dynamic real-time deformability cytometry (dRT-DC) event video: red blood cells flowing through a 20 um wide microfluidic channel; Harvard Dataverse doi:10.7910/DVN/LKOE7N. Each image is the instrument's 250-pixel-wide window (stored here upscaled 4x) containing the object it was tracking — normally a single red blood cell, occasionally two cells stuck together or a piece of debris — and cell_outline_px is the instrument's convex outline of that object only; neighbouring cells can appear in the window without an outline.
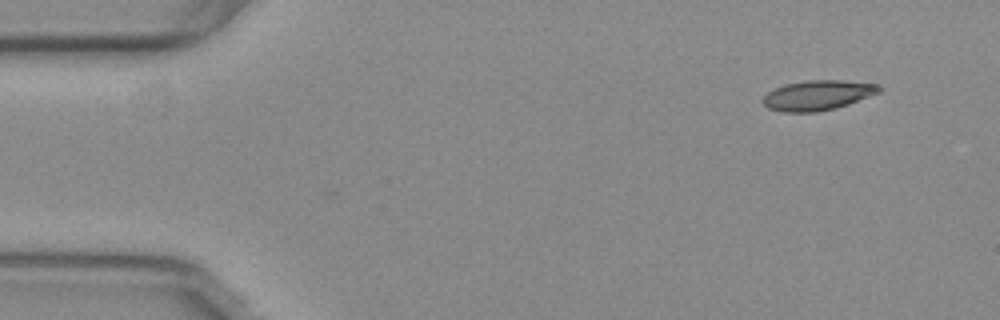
{"species": "common noctule bat (a hibernating species)", "species_latin": "Nyctalus noctula", "temperature_condition": "warm", "stored_images_in_passage": 1, "camera_frame_rate_fps": 3000, "um_per_image_px": 0.085, "animal": {"sex": "female", "body_mass_g": 29.2, "forearm_length_mm": 56.3}, "frame": {"image": 1, "passage_image": 1, "time_ms": 0.0, "image_size_px": [1000, 320], "cell_outline_px": [[880, 92], [848, 104], [836, 108], [816, 112], [784, 112], [768, 108], [760, 100], [768, 92], [784, 84], [808, 80], [840, 80], [880, 84]], "centroid_in_image_um": [69.49, 8.09], "position_along_channel_um": 15.5, "area_um2": 20.23}}